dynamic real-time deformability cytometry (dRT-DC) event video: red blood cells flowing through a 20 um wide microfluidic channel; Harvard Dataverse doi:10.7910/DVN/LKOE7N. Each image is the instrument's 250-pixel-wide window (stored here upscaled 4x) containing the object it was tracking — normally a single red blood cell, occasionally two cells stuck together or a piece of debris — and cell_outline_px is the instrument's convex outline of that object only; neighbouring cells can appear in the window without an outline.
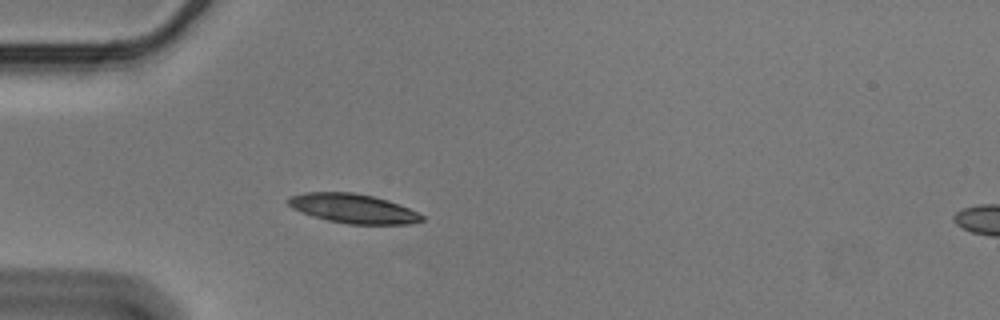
{"species": "Egyptian fruit bat (a non-hibernating species)", "species_latin": "Rousettus aegyptiacus", "temperature_condition": "cold", "stored_images_in_passage": 49, "camera_frame_rate_fps": 3000, "um_per_image_px": 0.085, "animal": {"sex": "male"}, "frame": {"image": 1, "passage_image": 9, "time_ms": 2.667, "image_size_px": [1000, 320], "cell_outline_px": [[424, 220], [412, 224], [348, 224], [328, 220], [292, 208], [284, 200], [288, 196], [304, 192], [352, 192], [372, 196], [388, 200], [408, 208], [424, 216]], "centroid_in_image_um": [30.0, 17.71], "position_along_channel_um": 55.0, "area_um2": 22.72}}
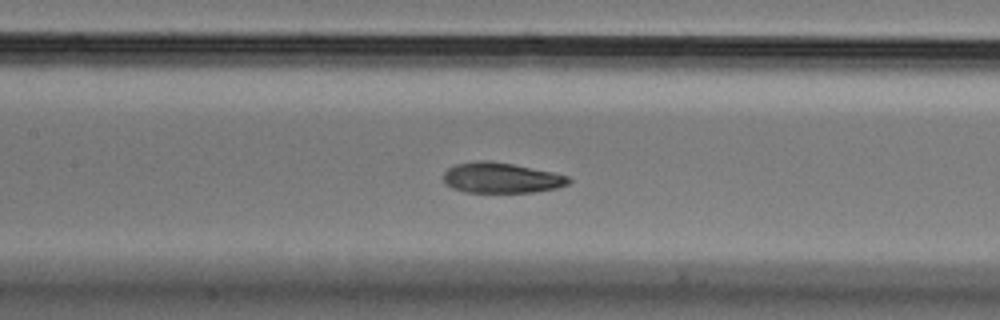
{"frame": {"image": 2, "passage_image": 19, "time_ms": 6.0, "image_size_px": [1000, 320], "cell_outline_px": [[572, 180], [568, 184], [556, 188], [532, 192], [464, 192], [452, 188], [444, 184], [444, 172], [448, 168], [456, 164], [476, 160], [492, 160], [552, 172], [568, 176]], "centroid_in_image_um": [42.57, 15.11], "position_along_channel_um": 164.8, "area_um2": 22.25}}
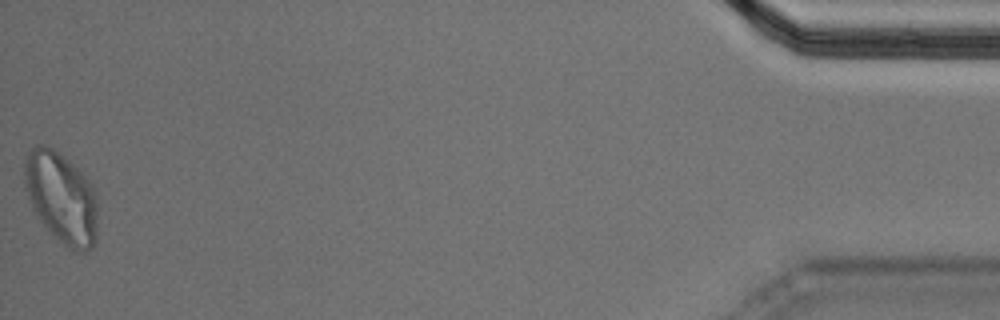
{"frame": {"image": 3, "passage_image": 49, "time_ms": 16.0, "image_size_px": [1000, 320], "cell_outline_px": [[96, 240], [92, 248], [88, 252], [72, 252], [48, 232], [32, 212], [24, 188], [24, 160], [28, 152], [36, 144], [44, 144], [52, 148], [64, 156], [92, 184], [96, 192]], "centroid_in_image_um": [5.18, 16.84], "position_along_channel_um": 430.0, "area_um2": 39.77}, "authors_computed_cell_mechanics": {"area_um2": 23.0044, "velocity_mm_per_s": 3.5379, "shape_relaxation_time_tau1_ms": 5.6313, "shape_relaxation_time_tau2_ms": 1.4022, "deformation_change_tau1": 0.1566, "deformation_change_tau2": 0.0668}}